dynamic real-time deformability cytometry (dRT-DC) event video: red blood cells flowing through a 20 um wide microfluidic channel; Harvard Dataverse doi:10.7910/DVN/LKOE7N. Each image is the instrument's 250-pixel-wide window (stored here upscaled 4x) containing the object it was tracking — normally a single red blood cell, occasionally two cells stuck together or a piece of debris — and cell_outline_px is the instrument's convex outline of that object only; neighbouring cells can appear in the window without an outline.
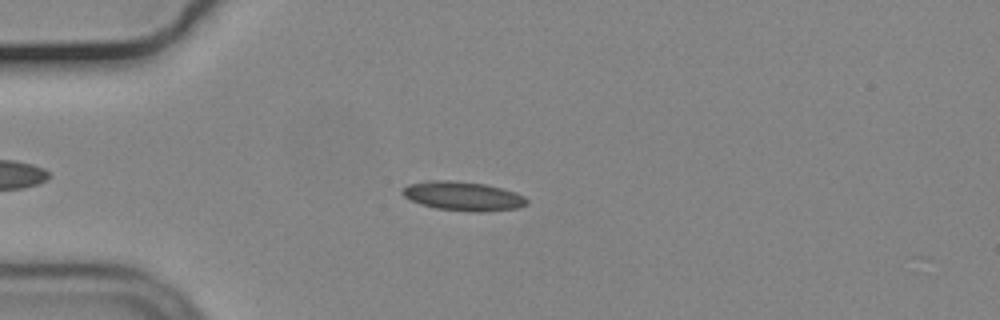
{"species": "common noctule bat (a hibernating species)", "species_latin": "Nyctalus noctula", "temperature_condition": "cold", "stored_images_in_passage": 56, "camera_frame_rate_fps": 3000, "um_per_image_px": 0.085, "animal": {"sex": "male", "body_mass_g": 19.2, "forearm_length_mm": 51.8}, "frame": {"image": 1, "passage_image": 15, "time_ms": 4.667, "image_size_px": [1000, 320], "cell_outline_px": [[528, 204], [516, 208], [484, 212], [476, 212], [436, 208], [420, 204], [404, 196], [400, 192], [408, 184], [428, 180], [452, 180], [484, 184], [516, 192], [524, 196], [528, 200]], "centroid_in_image_um": [39.35, 16.66], "position_along_channel_um": 45.6, "area_um2": 21.04}}
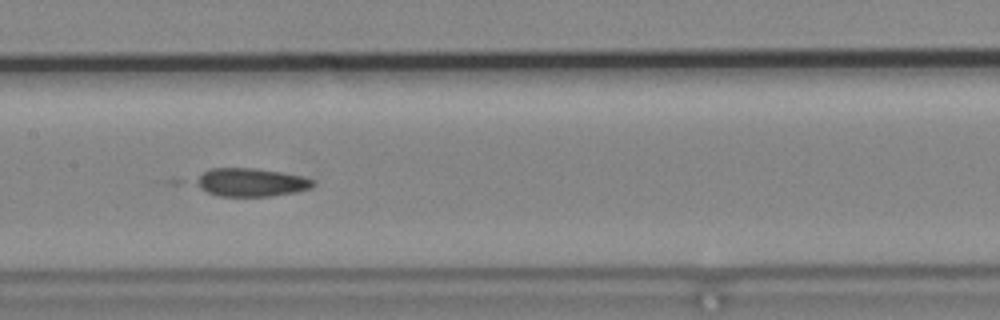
{"frame": {"image": 2, "passage_image": 28, "time_ms": 9.0, "image_size_px": [1000, 320], "cell_outline_px": [[312, 184], [308, 188], [296, 192], [272, 196], [216, 196], [200, 188], [192, 180], [204, 172], [212, 168], [256, 168], [304, 176], [312, 180]], "centroid_in_image_um": [21.27, 15.5], "position_along_channel_um": 186.1, "area_um2": 19.19}}
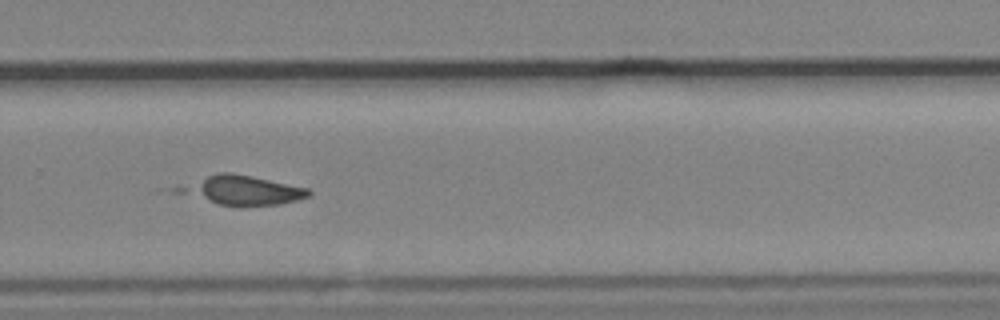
{"frame": {"image": 3, "passage_image": 38, "time_ms": 12.333, "image_size_px": [1000, 320], "cell_outline_px": [[312, 192], [308, 196], [296, 200], [280, 204], [244, 208], [240, 208], [220, 204], [196, 192], [196, 188], [208, 176], [216, 172], [232, 172], [252, 176], [308, 188]], "centroid_in_image_um": [21.13, 16.2], "position_along_channel_um": 308.7, "area_um2": 19.83}}